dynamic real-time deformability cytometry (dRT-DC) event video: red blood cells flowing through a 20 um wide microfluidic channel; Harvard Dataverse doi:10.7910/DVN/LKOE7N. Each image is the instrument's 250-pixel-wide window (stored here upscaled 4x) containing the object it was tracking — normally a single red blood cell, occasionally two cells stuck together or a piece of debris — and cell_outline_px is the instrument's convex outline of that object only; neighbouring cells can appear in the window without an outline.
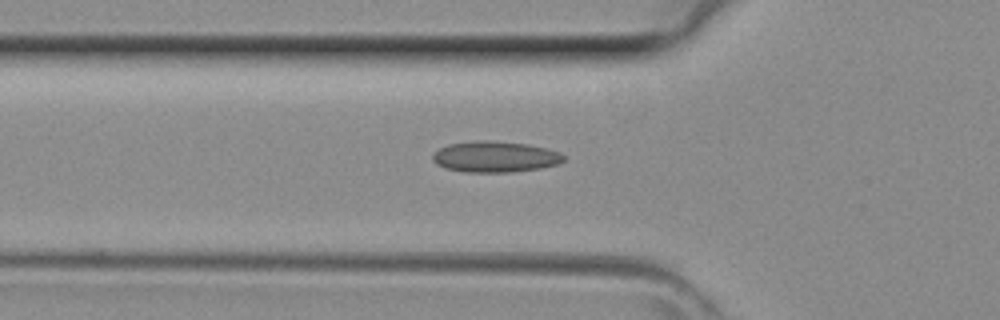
{"species": "common noctule bat (a hibernating species)", "species_latin": "Nyctalus noctula", "temperature_condition": "room temperature", "stored_images_in_passage": 40, "camera_frame_rate_fps": 3000, "um_per_image_px": 0.085, "animal": {"sex": "female", "body_mass_g": 29.2, "forearm_length_mm": 56.3}, "frame": {"image": 1, "passage_image": 13, "time_ms": 4.0, "image_size_px": [1000, 320], "cell_outline_px": [[564, 160], [556, 164], [540, 168], [512, 172], [464, 172], [444, 168], [436, 164], [432, 160], [432, 156], [440, 148], [448, 144], [476, 140], [492, 140], [528, 144], [548, 148], [560, 152], [564, 156]], "centroid_in_image_um": [42.07, 13.32], "position_along_channel_um": 83.7, "area_um2": 23.81}}
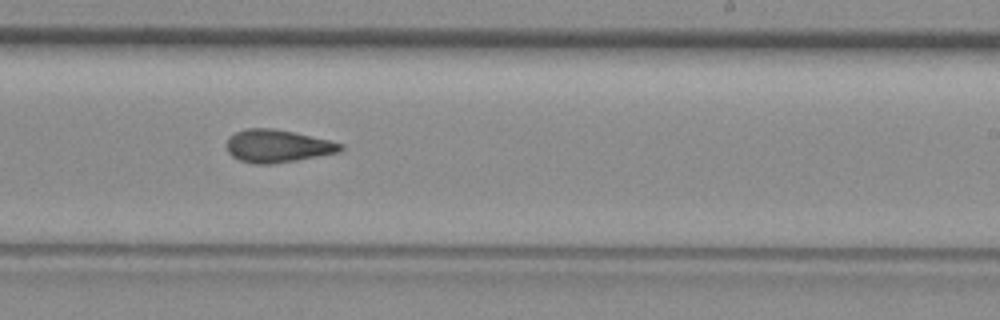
{"frame": {"image": 2, "passage_image": 24, "time_ms": 7.667, "image_size_px": [1000, 320], "cell_outline_px": [[344, 148], [340, 152], [296, 160], [272, 164], [256, 164], [240, 160], [232, 156], [228, 152], [228, 136], [236, 132], [248, 128], [272, 128], [292, 132], [328, 140], [344, 144]], "centroid_in_image_um": [23.59, 12.42], "position_along_channel_um": 265.4, "area_um2": 21.5}}
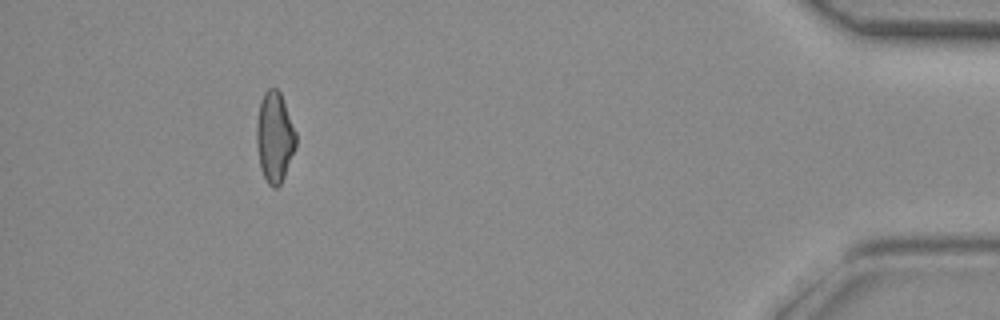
{"frame": {"image": 3, "passage_image": 37, "time_ms": 12.0, "image_size_px": [1000, 320], "cell_outline_px": [[296, 144], [284, 176], [280, 184], [276, 188], [272, 188], [268, 184], [260, 168], [256, 144], [256, 124], [260, 100], [264, 92], [268, 88], [276, 88], [280, 92], [296, 132]], "centroid_in_image_um": [23.32, 11.64], "position_along_channel_um": 411.9, "area_um2": 20.69}}